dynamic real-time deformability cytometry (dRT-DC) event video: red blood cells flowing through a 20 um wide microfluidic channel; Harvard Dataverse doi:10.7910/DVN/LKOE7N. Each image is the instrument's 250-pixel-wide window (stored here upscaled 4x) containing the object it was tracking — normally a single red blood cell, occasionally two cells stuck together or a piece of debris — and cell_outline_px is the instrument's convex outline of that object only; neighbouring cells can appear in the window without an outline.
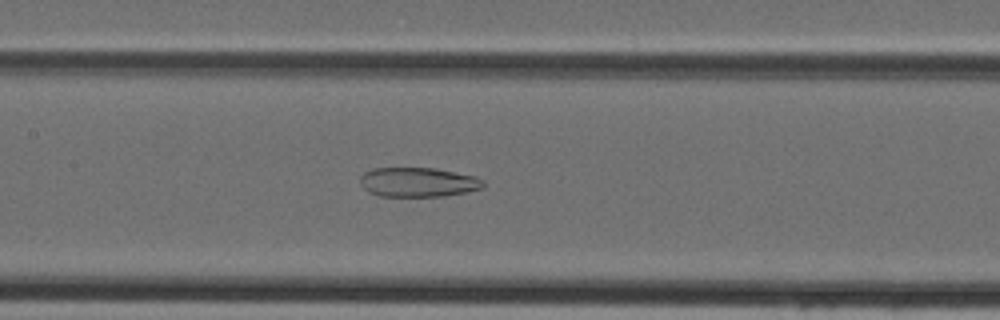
{"species": "Egyptian fruit bat (a non-hibernating species)", "species_latin": "Rousettus aegyptiacus", "temperature_condition": "cold", "stored_images_in_passage": 46, "camera_frame_rate_fps": 3000, "um_per_image_px": 0.085, "animal": {"sex": "female"}, "frame": {"image": 1, "passage_image": 22, "time_ms": 7.0, "image_size_px": [1000, 320], "cell_outline_px": [[484, 188], [468, 192], [444, 196], [380, 196], [368, 192], [360, 184], [360, 176], [364, 172], [372, 168], [436, 168], [476, 176], [484, 180]], "centroid_in_image_um": [35.55, 15.48], "position_along_channel_um": 171.8, "area_um2": 21.39}}
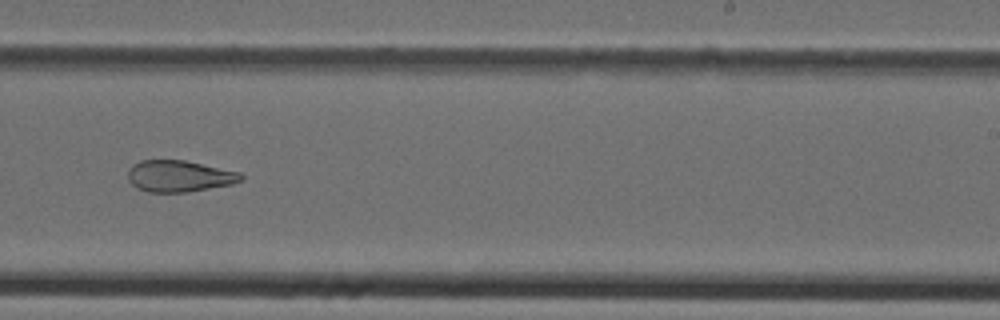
{"frame": {"image": 2, "passage_image": 29, "time_ms": 9.333, "image_size_px": [1000, 320], "cell_outline_px": [[244, 180], [232, 184], [188, 192], [148, 192], [136, 188], [128, 180], [128, 168], [132, 164], [140, 160], [184, 160], [240, 172], [244, 176]], "centroid_in_image_um": [15.22, 14.97], "position_along_channel_um": 273.8, "area_um2": 20.92}}
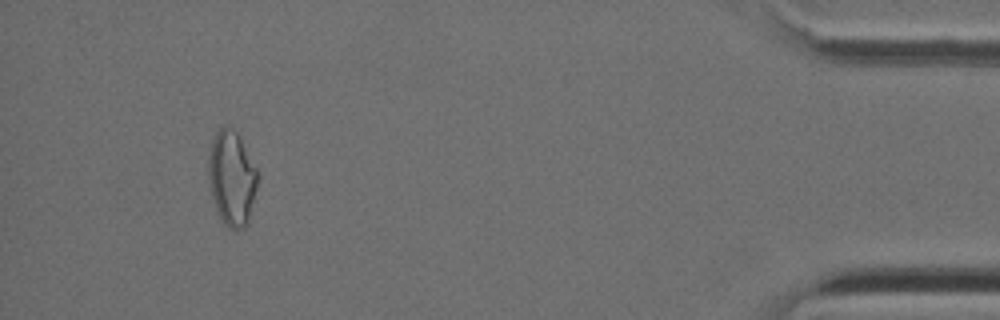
{"frame": {"image": 3, "passage_image": 43, "time_ms": 14.0, "image_size_px": [1000, 320], "cell_outline_px": [[256, 188], [248, 224], [244, 228], [228, 228], [220, 220], [216, 212], [208, 184], [208, 156], [212, 140], [216, 132], [224, 124], [232, 128], [236, 132], [256, 168]], "centroid_in_image_um": [19.65, 15.17], "position_along_channel_um": 415.5, "area_um2": 27.11}}